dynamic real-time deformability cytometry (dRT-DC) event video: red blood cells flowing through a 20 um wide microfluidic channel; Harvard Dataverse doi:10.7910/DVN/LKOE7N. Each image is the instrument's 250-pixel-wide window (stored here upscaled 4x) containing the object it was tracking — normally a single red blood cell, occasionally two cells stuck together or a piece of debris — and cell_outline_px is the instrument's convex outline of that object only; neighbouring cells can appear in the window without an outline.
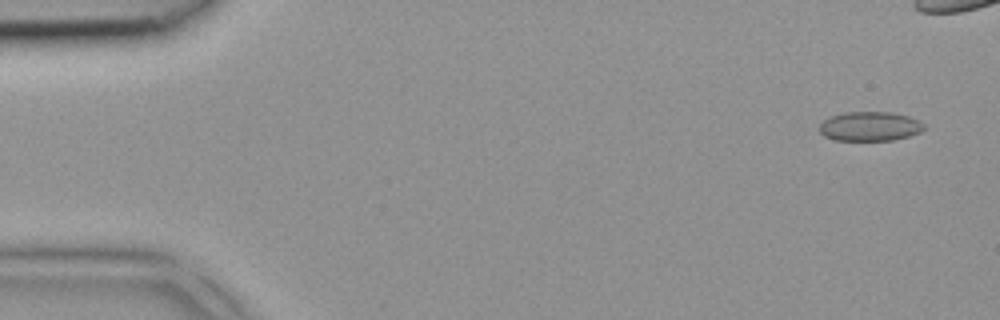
{"species": "common noctule bat (a hibernating species)", "species_latin": "Nyctalus noctula", "temperature_condition": "room temperature", "stored_images_in_passage": 5, "camera_frame_rate_fps": 3000, "um_per_image_px": 0.085, "animal": {"sex": "female", "body_mass_g": 18.4}, "frame": {"image": 1, "passage_image": 1, "time_ms": 0.0, "image_size_px": [1000, 320], "cell_outline_px": [[924, 128], [920, 132], [908, 136], [892, 140], [836, 140], [824, 136], [820, 132], [820, 124], [824, 120], [832, 116], [844, 112], [892, 112], [908, 116], [920, 120], [924, 124]], "centroid_in_image_um": [73.95, 10.73], "position_along_channel_um": 11.0, "area_um2": 17.8}}